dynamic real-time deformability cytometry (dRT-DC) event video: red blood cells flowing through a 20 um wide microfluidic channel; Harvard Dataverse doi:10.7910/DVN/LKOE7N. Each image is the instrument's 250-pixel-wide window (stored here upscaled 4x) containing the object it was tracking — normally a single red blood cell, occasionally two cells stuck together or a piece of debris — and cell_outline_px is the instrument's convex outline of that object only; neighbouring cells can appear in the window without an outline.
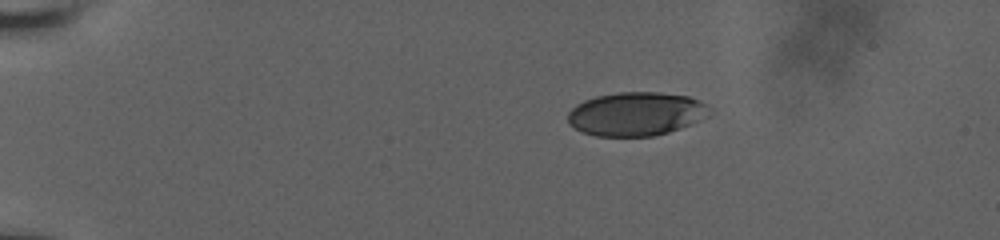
{"species": "human", "species_latin": "Homo sapiens", "temperature_condition": "room temperature", "stored_images_in_passage": 11, "camera_frame_rate_fps": 3000, "um_per_image_px": 0.085, "donor": {"sex": "male"}, "frame": {"image": 1, "passage_image": 1, "time_ms": 0.0, "image_size_px": [1000, 240], "cell_outline_px": [[704, 104], [688, 124], [680, 128], [668, 132], [652, 136], [596, 136], [584, 132], [568, 124], [568, 112], [576, 104], [584, 100], [596, 96], [620, 92], [656, 92], [688, 96], [700, 100]], "centroid_in_image_um": [53.85, 9.67], "position_along_channel_um": 31.2, "area_um2": 34.62}}
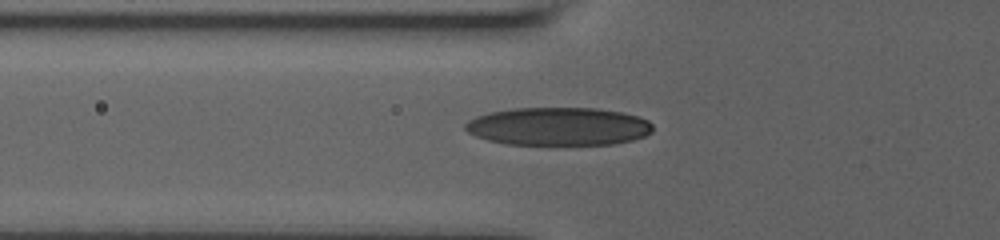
{"frame": {"image": 2, "passage_image": 7, "time_ms": 3.667, "image_size_px": [1000, 240], "cell_outline_px": [[652, 132], [644, 136], [632, 140], [612, 144], [504, 144], [488, 140], [476, 136], [468, 132], [464, 128], [464, 124], [468, 120], [476, 116], [488, 112], [516, 108], [596, 108], [620, 112], [640, 116], [648, 120], [652, 124]], "centroid_in_image_um": [47.45, 10.74], "position_along_channel_um": 78.3, "area_um2": 41.67}}
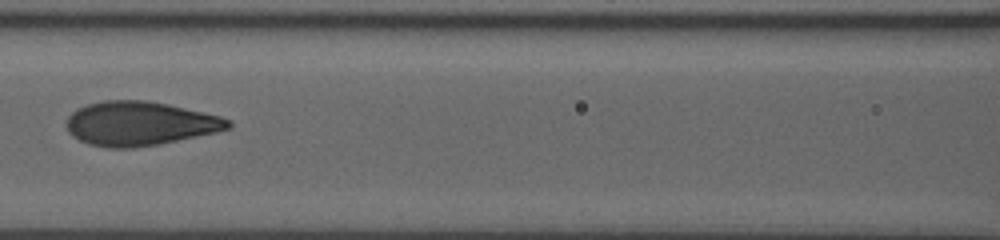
{"frame": {"image": 3, "passage_image": 10, "time_ms": 5.667, "image_size_px": [1000, 240], "cell_outline_px": [[232, 128], [216, 132], [156, 144], [132, 148], [104, 148], [88, 144], [72, 136], [68, 132], [64, 124], [68, 116], [76, 108], [88, 104], [104, 100], [144, 100], [168, 104], [220, 116], [232, 120]], "centroid_in_image_um": [11.84, 10.5], "position_along_channel_um": 154.8, "area_um2": 41.67}}